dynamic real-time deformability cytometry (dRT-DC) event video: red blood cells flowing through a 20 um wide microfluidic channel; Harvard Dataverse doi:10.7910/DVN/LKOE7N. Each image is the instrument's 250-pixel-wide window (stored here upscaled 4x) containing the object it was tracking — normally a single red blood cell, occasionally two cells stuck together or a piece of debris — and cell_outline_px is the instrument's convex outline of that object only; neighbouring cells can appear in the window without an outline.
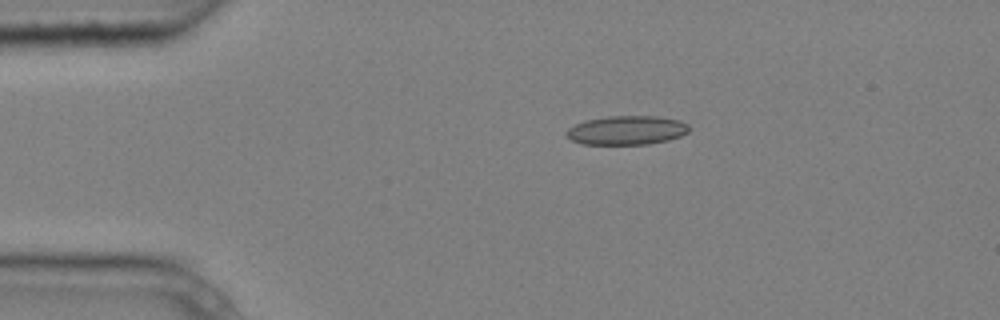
{"species": "common noctule bat (a hibernating species)", "species_latin": "Nyctalus noctula", "temperature_condition": "cold", "stored_images_in_passage": 3, "camera_frame_rate_fps": 3000, "um_per_image_px": 0.085, "animal": {"sex": "male", "body_mass_g": 20.4}, "frame": {"image": 1, "passage_image": 1, "time_ms": 0.0, "image_size_px": [1000, 320], "cell_outline_px": [[692, 128], [688, 132], [680, 136], [668, 140], [648, 144], [580, 144], [564, 136], [564, 132], [568, 128], [584, 120], [608, 116], [656, 116], [680, 120], [688, 124]], "centroid_in_image_um": [53.26, 11.07], "position_along_channel_um": 31.7, "area_um2": 20.98}}
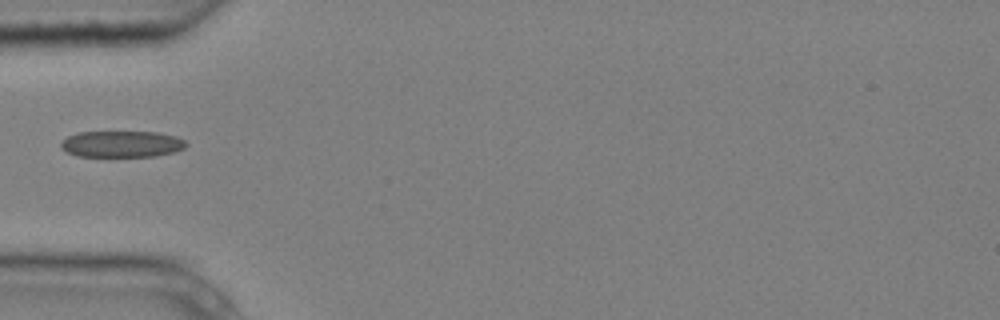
{"frame": {"image": 2, "passage_image": 3, "time_ms": 0.667, "image_size_px": [1000, 320], "cell_outline_px": [[188, 144], [184, 148], [176, 152], [156, 156], [76, 156], [60, 148], [60, 144], [68, 136], [76, 132], [156, 132], [176, 136], [184, 140]], "centroid_in_image_um": [10.36, 12.24], "position_along_channel_um": 74.6, "area_um2": 19.31}}